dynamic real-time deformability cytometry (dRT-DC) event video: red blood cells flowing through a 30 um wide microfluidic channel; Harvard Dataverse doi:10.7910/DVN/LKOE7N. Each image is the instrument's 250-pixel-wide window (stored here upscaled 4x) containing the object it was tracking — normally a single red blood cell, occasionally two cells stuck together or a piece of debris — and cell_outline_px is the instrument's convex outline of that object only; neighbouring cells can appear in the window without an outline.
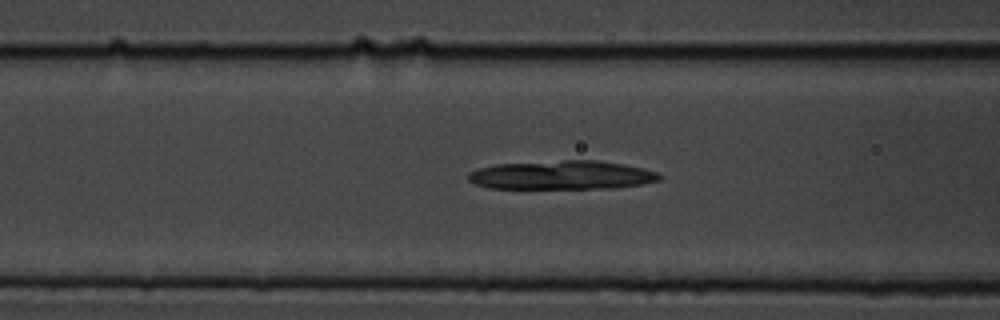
{"species": "common noctule bat (a hibernating species)", "species_latin": "Nyctalus noctula", "temperature_condition": "cold", "stored_images_in_passage": 50, "camera_frame_rate_fps": 3000, "um_per_image_px": 0.085, "animal": {"sex": "male", "body_mass_g": 19.5, "forearm_length_mm": 54.6}, "frame": {"image": 1, "passage_image": 23, "time_ms": 7.333, "image_size_px": [1000, 320], "cell_outline_px": [[664, 176], [660, 180], [640, 184], [612, 188], [488, 188], [476, 184], [468, 180], [468, 172], [480, 168], [496, 164], [564, 160], [596, 160], [624, 164], [644, 168], [656, 172]], "centroid_in_image_um": [47.77, 14.88], "position_along_channel_um": 118.8, "area_um2": 32.08}}
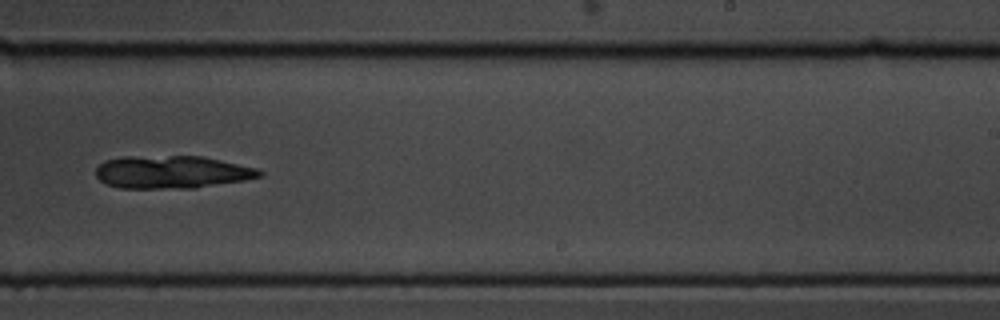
{"frame": {"image": 2, "passage_image": 36, "time_ms": 11.667, "image_size_px": [1000, 320], "cell_outline_px": [[264, 176], [244, 180], [196, 188], [120, 188], [104, 184], [96, 176], [96, 168], [104, 160], [124, 156], [200, 156], [260, 168], [264, 172]], "centroid_in_image_um": [14.62, 14.62], "position_along_channel_um": 274.4, "area_um2": 31.56}}
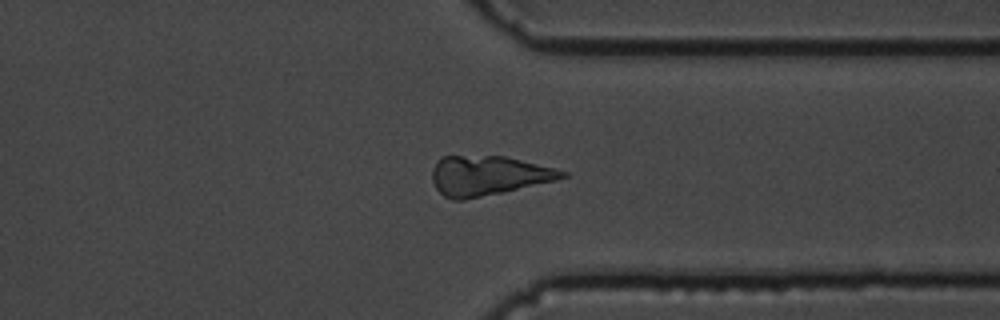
{"frame": {"image": 3, "passage_image": 44, "time_ms": 14.333, "image_size_px": [1000, 320], "cell_outline_px": [[568, 176], [556, 180], [464, 200], [452, 200], [444, 196], [436, 188], [432, 180], [432, 168], [436, 160], [440, 156], [504, 156], [568, 172]], "centroid_in_image_um": [41.42, 14.92], "position_along_channel_um": 370.0, "area_um2": 29.65}}